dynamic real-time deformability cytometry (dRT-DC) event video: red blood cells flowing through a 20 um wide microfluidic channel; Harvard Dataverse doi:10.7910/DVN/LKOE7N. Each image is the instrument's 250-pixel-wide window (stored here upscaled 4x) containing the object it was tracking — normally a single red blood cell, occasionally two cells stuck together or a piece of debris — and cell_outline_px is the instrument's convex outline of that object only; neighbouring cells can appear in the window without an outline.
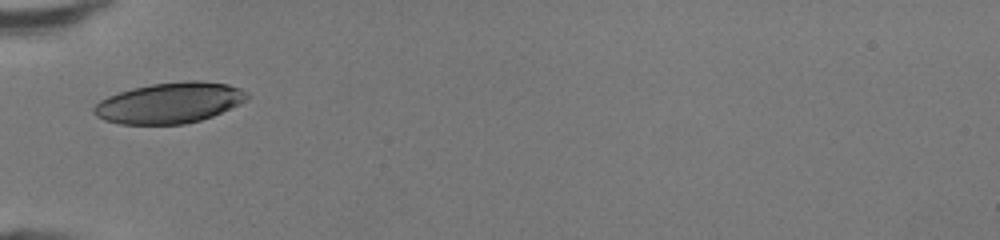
{"species": "human", "species_latin": "Homo sapiens", "temperature_condition": "room temperature", "stored_images_in_passage": 28, "camera_frame_rate_fps": 3000, "um_per_image_px": 0.085, "donor": {"sex": "female"}, "frame": {"image": 1, "passage_image": 1, "time_ms": 0.0, "image_size_px": [1000, 240], "cell_outline_px": [[248, 96], [240, 104], [212, 116], [200, 120], [184, 124], [120, 124], [104, 120], [96, 116], [92, 112], [92, 108], [100, 100], [108, 96], [132, 88], [152, 84], [188, 80], [200, 80], [228, 84], [240, 88], [248, 92]], "centroid_in_image_um": [14.4, 8.74], "position_along_channel_um": 70.6, "area_um2": 36.36}}
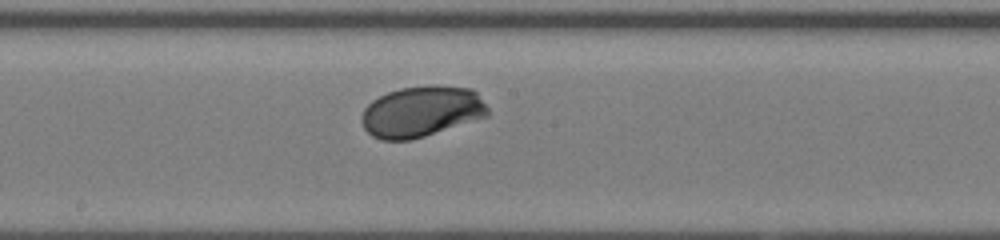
{"frame": {"image": 2, "passage_image": 11, "time_ms": 3.333, "image_size_px": [1000, 240], "cell_outline_px": [[488, 116], [424, 136], [408, 140], [380, 140], [372, 136], [364, 128], [360, 120], [360, 116], [364, 108], [372, 100], [388, 92], [400, 88], [432, 84], [436, 84], [472, 88], [476, 92], [488, 108]], "centroid_in_image_um": [35.8, 9.46], "position_along_channel_um": 212.4, "area_um2": 37.63}}
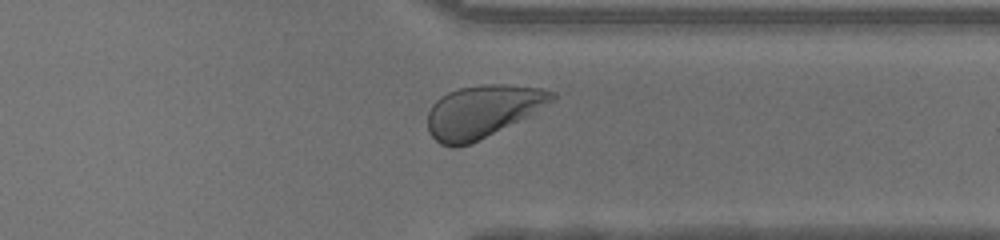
{"frame": {"image": 3, "passage_image": 22, "time_ms": 7.0, "image_size_px": [1000, 240], "cell_outline_px": [[556, 100], [472, 144], [456, 148], [452, 148], [440, 144], [428, 132], [428, 112], [432, 104], [440, 96], [448, 92], [460, 88], [480, 84], [504, 84], [540, 88], [556, 92]], "centroid_in_image_um": [40.98, 9.47], "position_along_channel_um": 370.4, "area_um2": 37.92}, "authors_computed_cell_mechanics": {"area_um2": 36.8475, "velocity_mm_per_s": 4.3083, "shape_relaxation_time_tau1_ms": 1.4367, "shape_relaxation_time_tau2_ms": null, "deformation_change_tau1": 0.1127, "deformation_change_tau2": null}}